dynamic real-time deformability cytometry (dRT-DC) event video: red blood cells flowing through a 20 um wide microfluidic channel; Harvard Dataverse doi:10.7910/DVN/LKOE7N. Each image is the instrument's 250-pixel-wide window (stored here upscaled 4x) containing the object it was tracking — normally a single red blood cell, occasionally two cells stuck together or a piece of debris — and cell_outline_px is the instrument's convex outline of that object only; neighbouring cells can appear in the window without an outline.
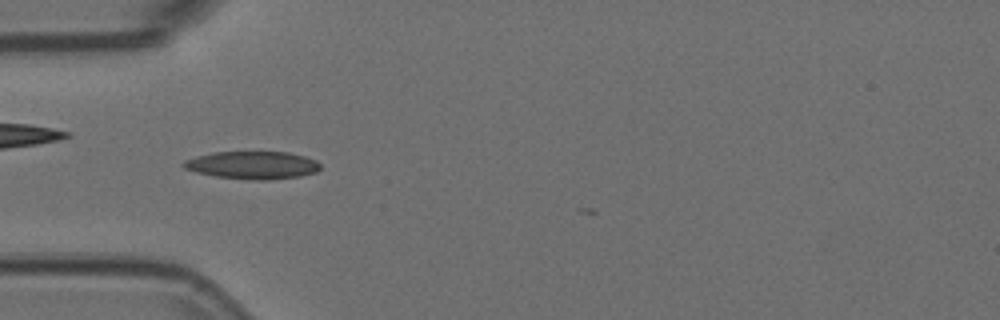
{"species": "Egyptian fruit bat (a non-hibernating species)", "species_latin": "Rousettus aegyptiacus", "temperature_condition": "room temperature", "stored_images_in_passage": 4, "camera_frame_rate_fps": 3000, "um_per_image_px": 0.085, "animal": {"sex": "female"}, "frame": {"image": 1, "passage_image": 1, "time_ms": 0.0, "image_size_px": [1000, 320], "cell_outline_px": [[320, 168], [316, 172], [300, 176], [268, 180], [252, 180], [216, 176], [196, 172], [184, 168], [180, 164], [184, 160], [196, 156], [212, 152], [288, 152], [304, 156], [316, 160], [320, 164]], "centroid_in_image_um": [21.45, 14.03], "position_along_channel_um": 63.6, "area_um2": 22.14}}